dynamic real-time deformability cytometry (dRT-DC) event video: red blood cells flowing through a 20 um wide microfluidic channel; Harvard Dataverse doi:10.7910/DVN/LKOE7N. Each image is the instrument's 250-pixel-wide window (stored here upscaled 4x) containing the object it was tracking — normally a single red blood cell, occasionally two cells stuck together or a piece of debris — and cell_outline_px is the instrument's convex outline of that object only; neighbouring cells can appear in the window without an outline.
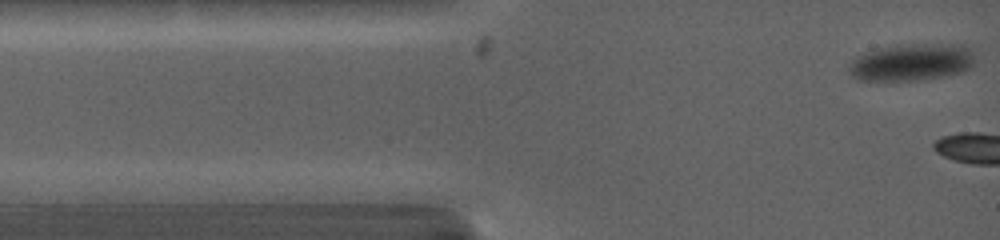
{"species": "common noctule bat (a hibernating species)", "species_latin": "Nyctalus noctula", "temperature_condition": "warm", "stored_images_in_passage": 2, "camera_frame_rate_fps": 5000, "um_per_image_px": 0.085, "animal": {"sex": "female", "body_mass_g": 19.0, "forearm_length_mm": 53.3}, "frame": {"image": 1, "passage_image": 2, "time_ms": 0.2, "image_size_px": [1000, 240], "cell_outline_px": [[972, 68], [964, 72], [948, 76], [924, 80], [856, 80], [848, 72], [848, 68], [852, 60], [856, 56], [864, 52], [896, 44], [964, 44], [972, 52]], "centroid_in_image_um": [77.48, 5.29], "position_along_channel_um": 7.5, "area_um2": 27.69}}